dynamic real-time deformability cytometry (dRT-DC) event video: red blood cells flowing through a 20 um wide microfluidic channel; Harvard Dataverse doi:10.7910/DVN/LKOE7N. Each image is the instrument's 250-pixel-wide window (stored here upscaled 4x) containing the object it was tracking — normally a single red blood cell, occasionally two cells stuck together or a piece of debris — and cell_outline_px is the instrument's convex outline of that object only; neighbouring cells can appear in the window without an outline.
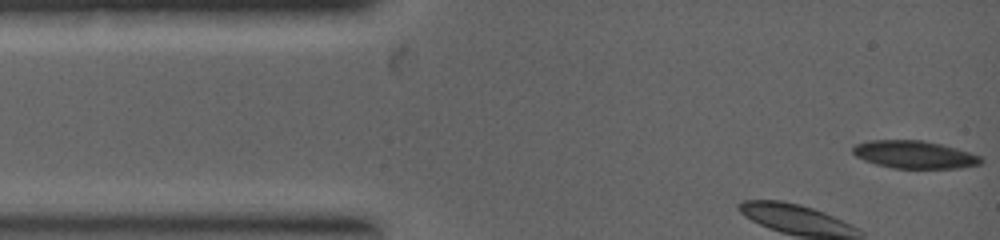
{"species": "common noctule bat (a hibernating species)", "species_latin": "Nyctalus noctula", "temperature_condition": "warm", "stored_images_in_passage": 4, "camera_frame_rate_fps": 5000, "um_per_image_px": 0.085, "animal": {"sex": "female", "body_mass_g": 19.0, "forearm_length_mm": 53.3}, "frame": {"image": 1, "passage_image": 1, "time_ms": 0.0, "image_size_px": [1000, 240], "cell_outline_px": [[984, 160], [980, 164], [956, 168], [892, 168], [876, 164], [864, 160], [856, 156], [852, 152], [852, 148], [856, 144], [868, 140], [920, 140], [940, 144], [956, 148], [980, 156]], "centroid_in_image_um": [77.69, 13.14], "position_along_channel_um": 7.3, "area_um2": 20.52}}
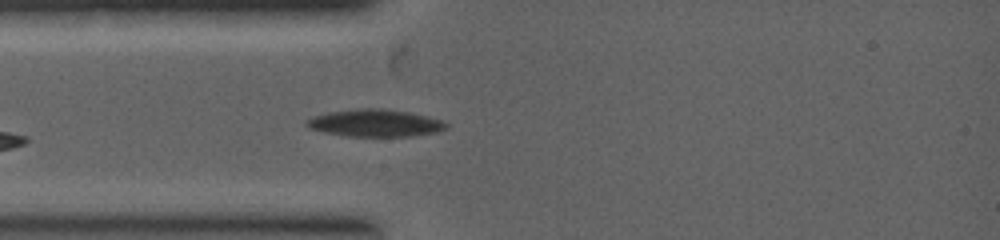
{"frame": {"image": 2, "passage_image": 4, "time_ms": 1.8, "image_size_px": [1000, 240], "cell_outline_px": [[448, 128], [436, 132], [412, 136], [348, 136], [324, 132], [308, 128], [304, 124], [304, 120], [312, 116], [328, 112], [356, 108], [384, 108], [408, 112], [440, 120], [448, 124]], "centroid_in_image_um": [31.82, 10.45], "position_along_channel_um": 53.2, "area_um2": 22.25}}